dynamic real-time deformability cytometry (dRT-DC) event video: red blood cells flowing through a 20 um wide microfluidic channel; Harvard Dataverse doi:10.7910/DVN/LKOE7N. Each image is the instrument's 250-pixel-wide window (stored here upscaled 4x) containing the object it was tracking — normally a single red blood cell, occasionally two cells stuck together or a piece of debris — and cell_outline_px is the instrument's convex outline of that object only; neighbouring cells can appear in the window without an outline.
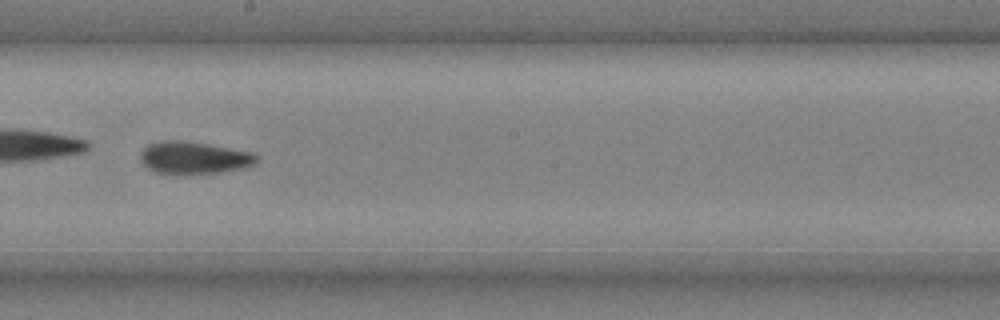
{"species": "common noctule bat (a hibernating species)", "species_latin": "Nyctalus noctula", "temperature_condition": "cold", "stored_images_in_passage": 52, "camera_frame_rate_fps": 3000, "um_per_image_px": 0.085, "animal": {"sex": "male", "body_mass_g": 20.4}, "frame": {"image": 1, "passage_image": 30, "time_ms": 9.667, "image_size_px": [1000, 320], "cell_outline_px": [[260, 156], [256, 164], [244, 168], [220, 172], [156, 172], [148, 168], [140, 160], [140, 152], [148, 144], [160, 140], [184, 140], [208, 144], [252, 152]], "centroid_in_image_um": [16.51, 13.37], "position_along_channel_um": 231.7, "area_um2": 21.62}, "authors_computed_cell_mechanics": {"area_um2": 21.3571, "velocity_mm_per_s": 3.6881, "shape_relaxation_time_tau1_ms": null, "shape_relaxation_time_tau2_ms": 6.0731, "deformation_change_tau1": null, "deformation_change_tau2": 0.1108}}